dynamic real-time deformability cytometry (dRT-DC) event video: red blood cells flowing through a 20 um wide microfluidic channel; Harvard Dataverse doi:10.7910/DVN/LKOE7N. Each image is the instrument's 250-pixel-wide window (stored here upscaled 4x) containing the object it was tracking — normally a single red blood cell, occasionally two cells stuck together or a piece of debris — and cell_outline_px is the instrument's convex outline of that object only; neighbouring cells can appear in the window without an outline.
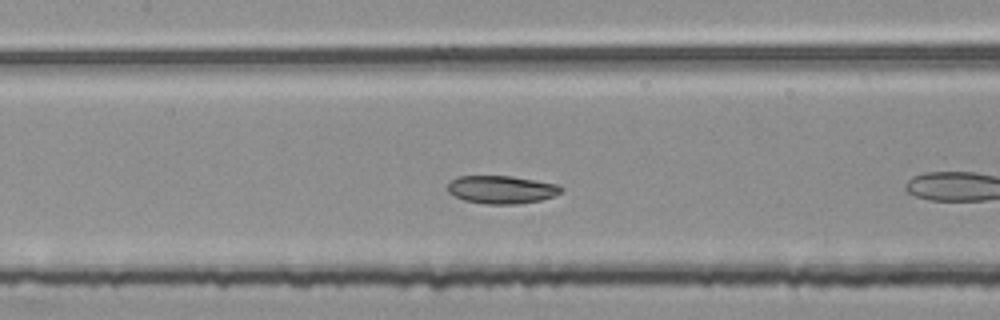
{"species": "common noctule bat (a hibernating species)", "species_latin": "Nyctalus noctula", "temperature_condition": "room temperature", "stored_images_in_passage": 44, "camera_frame_rate_fps": 3000, "um_per_image_px": 0.085, "animal": {"sex": "female", "body_mass_g": 25.1}, "frame": {"image": 1, "passage_image": 17, "time_ms": 5.333, "image_size_px": [1000, 320], "cell_outline_px": [[564, 188], [560, 192], [552, 196], [540, 200], [516, 204], [488, 204], [464, 200], [448, 192], [448, 184], [452, 180], [460, 176], [512, 176], [560, 184]], "centroid_in_image_um": [42.66, 16.11], "position_along_channel_um": 164.7, "area_um2": 18.38}}
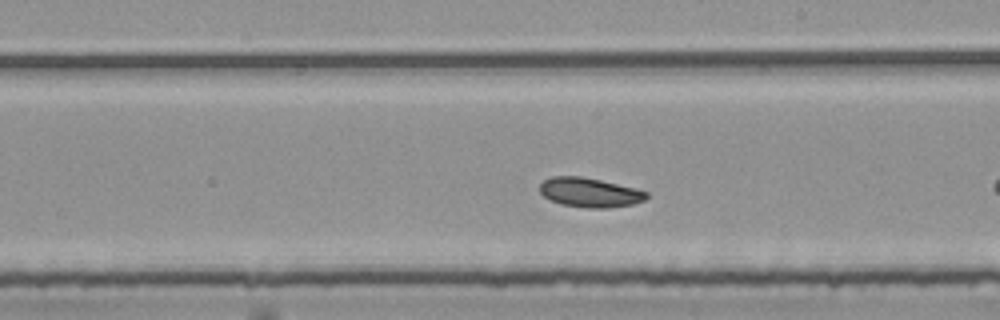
{"frame": {"image": 2, "passage_image": 23, "time_ms": 7.333, "image_size_px": [1000, 320], "cell_outline_px": [[648, 196], [644, 200], [632, 204], [608, 208], [584, 208], [560, 204], [544, 196], [540, 192], [540, 184], [544, 180], [552, 176], [580, 176], [600, 180], [636, 188], [648, 192]], "centroid_in_image_um": [50.12, 16.36], "position_along_channel_um": 238.9, "area_um2": 18.26}}
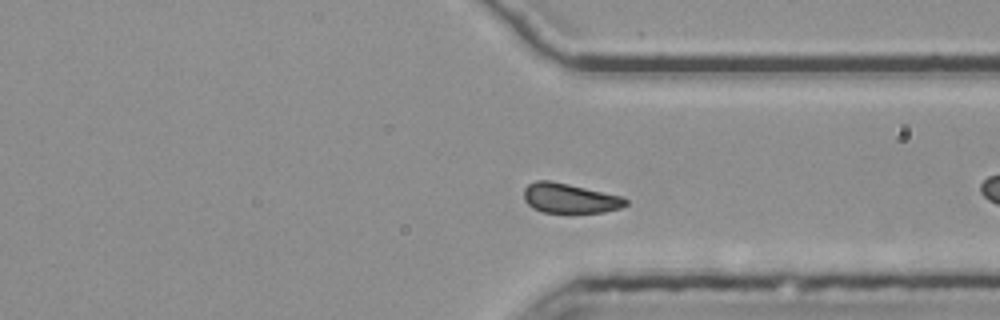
{"frame": {"image": 3, "passage_image": 33, "time_ms": 10.667, "image_size_px": [1000, 320], "cell_outline_px": [[628, 204], [620, 208], [604, 212], [544, 212], [532, 208], [524, 200], [524, 188], [528, 184], [536, 180], [548, 180], [568, 184], [620, 196], [628, 200]], "centroid_in_image_um": [48.4, 16.85], "position_along_channel_um": 363.0, "area_um2": 17.46}, "authors_computed_cell_mechanics": {"area_um2": 18.2937, "velocity_mm_per_s": 3.7201, "shape_relaxation_time_tau1_ms": null, "shape_relaxation_time_tau2_ms": 7.2629, "deformation_change_tau1": null, "deformation_change_tau2": 0.1132}}